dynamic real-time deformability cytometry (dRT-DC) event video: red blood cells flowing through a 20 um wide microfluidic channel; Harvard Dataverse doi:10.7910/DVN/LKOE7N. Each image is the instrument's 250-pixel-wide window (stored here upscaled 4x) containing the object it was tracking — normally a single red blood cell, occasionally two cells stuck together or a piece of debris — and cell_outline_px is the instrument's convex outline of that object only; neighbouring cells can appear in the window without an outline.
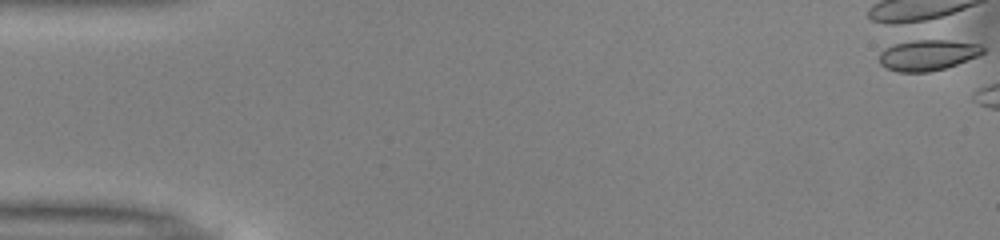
{"species": "common noctule bat (a hibernating species)", "species_latin": "Nyctalus noctula", "temperature_condition": "warm", "stored_images_in_passage": 1, "camera_frame_rate_fps": 3000, "um_per_image_px": 0.085, "animal": {"sex": "male", "body_mass_g": 13.0, "forearm_length_mm": 53.1}, "frame": {"image": 1, "passage_image": 1, "time_ms": 0.0, "image_size_px": [1000, 240], "cell_outline_px": [[984, 52], [976, 56], [956, 64], [944, 68], [928, 72], [896, 72], [884, 68], [880, 64], [880, 52], [884, 48], [892, 44], [924, 36], [928, 36], [980, 44], [984, 48]], "centroid_in_image_um": [78.81, 4.62], "position_along_channel_um": 6.2, "area_um2": 19.48}}